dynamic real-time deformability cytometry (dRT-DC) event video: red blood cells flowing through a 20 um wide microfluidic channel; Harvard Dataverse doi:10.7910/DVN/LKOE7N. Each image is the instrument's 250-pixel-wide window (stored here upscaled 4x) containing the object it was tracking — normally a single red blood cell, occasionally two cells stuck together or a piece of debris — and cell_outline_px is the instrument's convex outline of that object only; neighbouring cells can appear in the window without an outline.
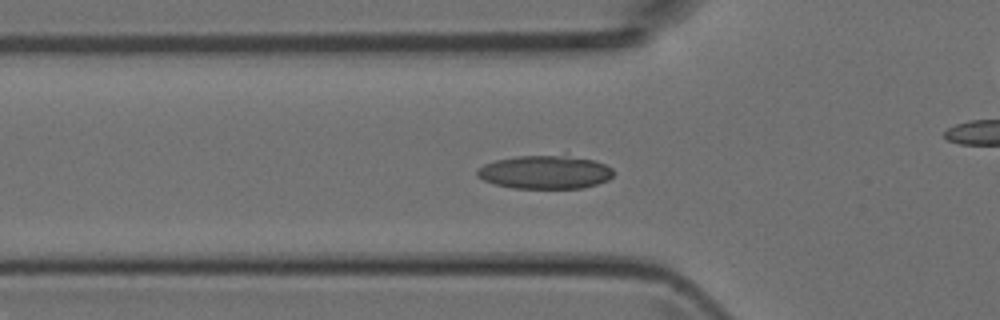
{"species": "Egyptian fruit bat (a non-hibernating species)", "species_latin": "Rousettus aegyptiacus", "temperature_condition": "room temperature", "stored_images_in_passage": 44, "camera_frame_rate_fps": 3000, "um_per_image_px": 0.085, "animal": {"sex": "female"}, "frame": {"image": 1, "passage_image": 12, "time_ms": 3.667, "image_size_px": [1000, 320], "cell_outline_px": [[616, 172], [608, 180], [584, 188], [512, 188], [496, 184], [484, 180], [476, 176], [476, 168], [484, 164], [496, 160], [516, 156], [560, 156], [592, 160], [604, 164], [612, 168]], "centroid_in_image_um": [46.31, 14.65], "position_along_channel_um": 79.5, "area_um2": 26.3}}
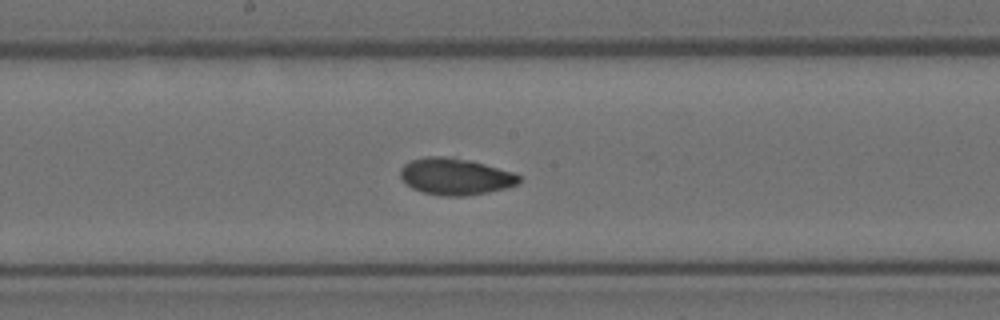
{"frame": {"image": 2, "passage_image": 21, "time_ms": 6.667, "image_size_px": [1000, 320], "cell_outline_px": [[520, 180], [516, 184], [508, 188], [488, 192], [464, 196], [440, 196], [424, 192], [412, 188], [400, 176], [400, 168], [404, 164], [412, 160], [424, 156], [452, 156], [472, 160], [512, 172], [520, 176]], "centroid_in_image_um": [38.7, 14.99], "position_along_channel_um": 209.5, "area_um2": 25.49}}
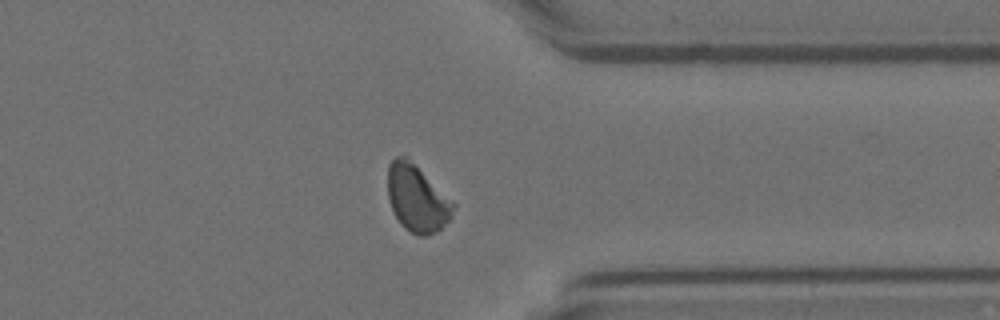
{"frame": {"image": 3, "passage_image": 33, "time_ms": 10.667, "image_size_px": [1000, 320], "cell_outline_px": [[456, 204], [448, 220], [440, 228], [428, 236], [420, 236], [404, 228], [400, 224], [392, 208], [388, 196], [388, 164], [396, 156], [404, 156]], "centroid_in_image_um": [35.42, 16.89], "position_along_channel_um": 376.0, "area_um2": 24.74}}